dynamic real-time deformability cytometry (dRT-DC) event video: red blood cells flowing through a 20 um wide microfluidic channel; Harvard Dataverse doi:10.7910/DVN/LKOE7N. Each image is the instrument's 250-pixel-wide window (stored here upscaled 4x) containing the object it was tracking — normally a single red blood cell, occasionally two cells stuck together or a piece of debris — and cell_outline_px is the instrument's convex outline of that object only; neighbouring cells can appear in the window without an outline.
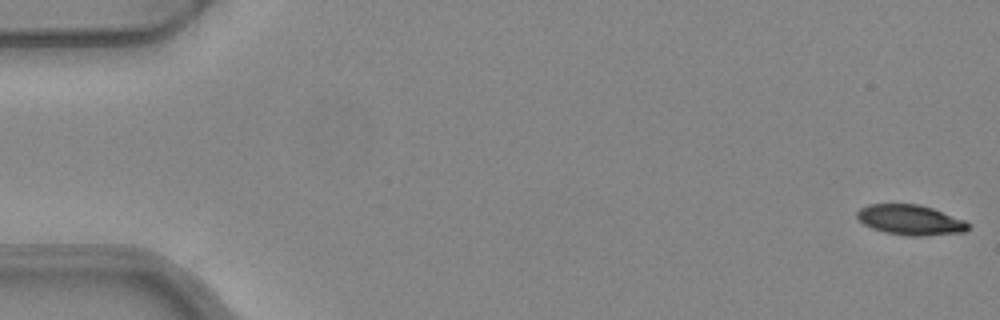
{"species": "common noctule bat (a hibernating species)", "species_latin": "Nyctalus noctula", "temperature_condition": "warm", "stored_images_in_passage": 5, "camera_frame_rate_fps": 3000, "um_per_image_px": 0.085, "animal": {"sex": "female", "body_mass_g": 24.6, "forearm_length_mm": 56.2}, "frame": {"image": 1, "passage_image": 1, "time_ms": 0.0, "image_size_px": [1000, 320], "cell_outline_px": [[968, 228], [964, 232], [924, 236], [908, 236], [884, 232], [872, 228], [864, 224], [856, 216], [856, 212], [860, 208], [868, 204], [920, 204], [932, 208], [964, 220], [968, 224]], "centroid_in_image_um": [77.35, 18.69], "position_along_channel_um": 7.7, "area_um2": 19.48}}